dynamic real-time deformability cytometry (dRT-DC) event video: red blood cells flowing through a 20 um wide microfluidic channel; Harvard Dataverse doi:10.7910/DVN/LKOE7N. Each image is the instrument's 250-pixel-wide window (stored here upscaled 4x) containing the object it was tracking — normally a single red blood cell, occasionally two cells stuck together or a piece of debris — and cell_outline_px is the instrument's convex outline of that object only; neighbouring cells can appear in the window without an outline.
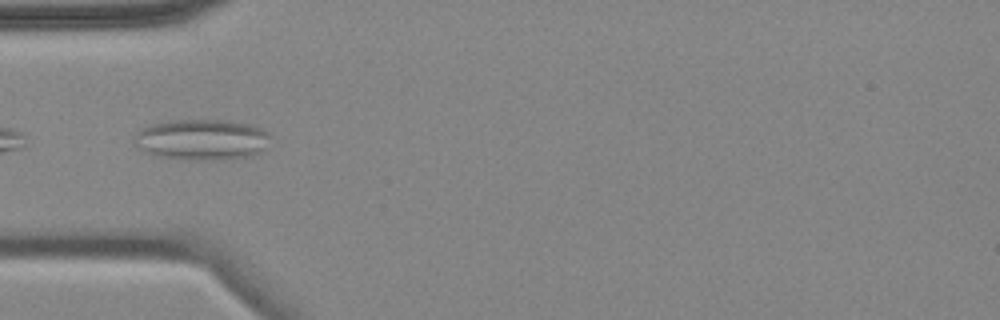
{"species": "common noctule bat (a hibernating species)", "species_latin": "Nyctalus noctula", "temperature_condition": "cold", "stored_images_in_passage": 10, "camera_frame_rate_fps": 3000, "um_per_image_px": 0.085, "animal": {"sex": "female", "body_mass_g": 18.4}, "frame": {"image": 1, "passage_image": 4, "time_ms": 3.667, "image_size_px": [1000, 320], "cell_outline_px": [[272, 136], [264, 148], [256, 156], [216, 160], [188, 160], [156, 156], [140, 148], [132, 140], [136, 132], [148, 124], [168, 120], [228, 120], [252, 124], [268, 132]], "centroid_in_image_um": [17.17, 11.86], "position_along_channel_um": 67.8, "area_um2": 32.95}}